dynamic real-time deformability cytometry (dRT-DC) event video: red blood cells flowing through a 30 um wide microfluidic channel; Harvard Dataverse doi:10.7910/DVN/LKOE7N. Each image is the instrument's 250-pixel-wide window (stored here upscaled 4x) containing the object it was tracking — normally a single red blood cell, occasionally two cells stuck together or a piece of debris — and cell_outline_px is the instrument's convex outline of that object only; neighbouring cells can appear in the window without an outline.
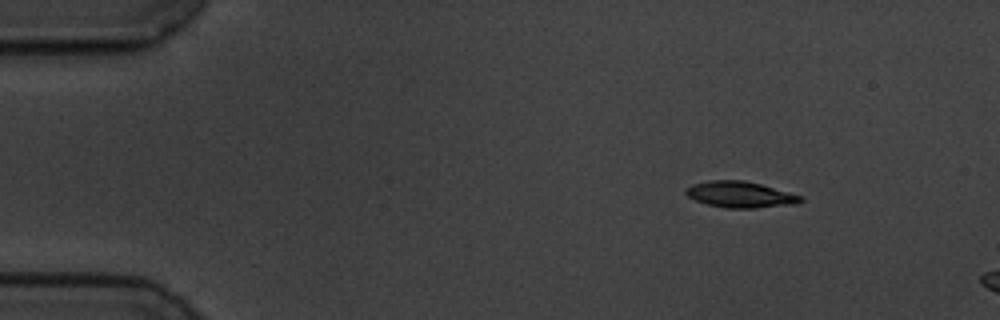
{"species": "common noctule bat (a hibernating species)", "species_latin": "Nyctalus noctula", "temperature_condition": "cold", "stored_images_in_passage": 6, "camera_frame_rate_fps": 3000, "um_per_image_px": 0.085, "animal": {"sex": "male", "body_mass_g": 19.5, "forearm_length_mm": 54.6}, "frame": {"image": 1, "passage_image": 1, "time_ms": 0.0, "image_size_px": [1000, 320], "cell_outline_px": [[804, 200], [796, 204], [756, 208], [724, 208], [708, 204], [696, 200], [688, 196], [684, 192], [684, 188], [692, 184], [708, 180], [744, 180], [760, 184], [804, 196]], "centroid_in_image_um": [62.92, 16.53], "position_along_channel_um": 22.1, "area_um2": 17.63}}